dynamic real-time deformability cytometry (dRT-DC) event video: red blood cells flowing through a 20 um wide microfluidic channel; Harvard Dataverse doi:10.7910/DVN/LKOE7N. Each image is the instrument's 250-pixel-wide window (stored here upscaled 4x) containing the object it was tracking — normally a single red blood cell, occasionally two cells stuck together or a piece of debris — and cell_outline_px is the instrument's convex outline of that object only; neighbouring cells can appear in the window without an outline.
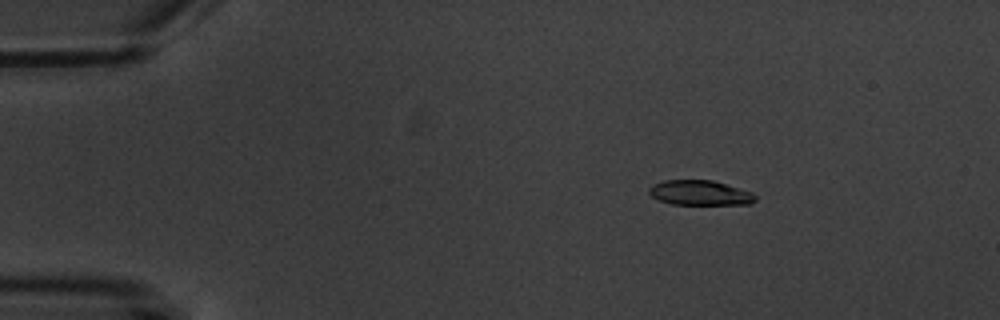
{"species": "common noctule bat (a hibernating species)", "species_latin": "Nyctalus noctula", "temperature_condition": "warm", "stored_images_in_passage": 5, "camera_frame_rate_fps": 3000, "um_per_image_px": 0.085, "animal": {"sex": "male", "body_mass_g": 20.1, "forearm_length_mm": 53.5}, "frame": {"image": 1, "passage_image": 3, "time_ms": 2.333, "image_size_px": [1000, 320], "cell_outline_px": [[756, 200], [752, 204], [672, 204], [660, 200], [652, 196], [648, 192], [648, 188], [652, 184], [664, 180], [712, 180], [752, 192], [756, 196]], "centroid_in_image_um": [59.49, 16.38], "position_along_channel_um": 25.5, "area_um2": 15.37}}